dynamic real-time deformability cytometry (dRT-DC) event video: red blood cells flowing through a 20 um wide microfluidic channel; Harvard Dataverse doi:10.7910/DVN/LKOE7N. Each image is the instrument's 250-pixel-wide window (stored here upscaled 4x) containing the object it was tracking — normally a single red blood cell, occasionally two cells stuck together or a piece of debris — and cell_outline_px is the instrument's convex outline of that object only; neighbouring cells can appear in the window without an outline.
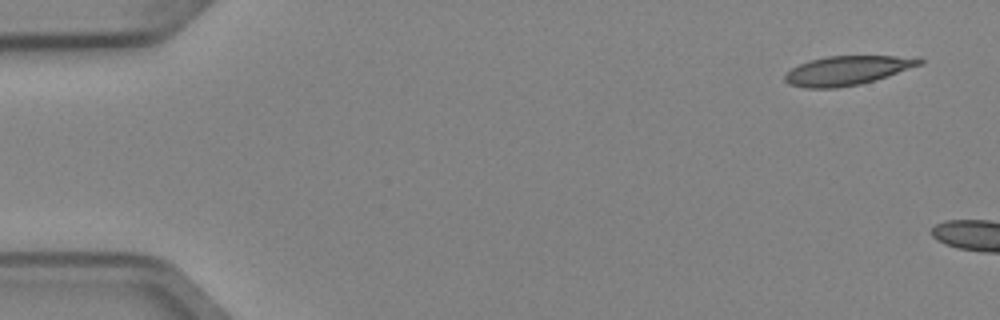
{"species": "Egyptian fruit bat (a non-hibernating species)", "species_latin": "Rousettus aegyptiacus", "temperature_condition": "cold", "stored_images_in_passage": 5, "camera_frame_rate_fps": 3000, "um_per_image_px": 0.085, "animal": {"sex": "female"}, "frame": {"image": 1, "passage_image": 1, "time_ms": 0.0, "image_size_px": [1000, 320], "cell_outline_px": [[924, 64], [888, 76], [860, 84], [836, 88], [804, 88], [788, 84], [784, 80], [784, 76], [792, 68], [808, 60], [828, 56], [920, 56], [924, 60]], "centroid_in_image_um": [72.07, 5.98], "position_along_channel_um": 12.9, "area_um2": 23.12}}